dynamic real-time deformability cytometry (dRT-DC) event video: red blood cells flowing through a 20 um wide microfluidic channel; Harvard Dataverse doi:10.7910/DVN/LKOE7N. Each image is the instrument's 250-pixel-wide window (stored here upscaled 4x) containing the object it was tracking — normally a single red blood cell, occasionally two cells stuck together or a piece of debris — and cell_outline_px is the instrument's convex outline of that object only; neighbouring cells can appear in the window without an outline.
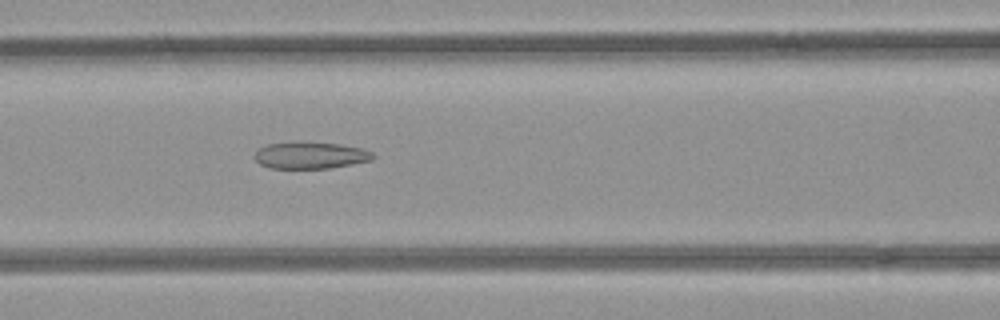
{"species": "common noctule bat (a hibernating species)", "species_latin": "Nyctalus noctula", "temperature_condition": "room temperature", "stored_images_in_passage": 53, "camera_frame_rate_fps": 3000, "um_per_image_px": 0.085, "animal": {"sex": "female", "body_mass_g": 21.9}, "frame": {"image": 1, "passage_image": 23, "time_ms": 7.333, "image_size_px": [1000, 320], "cell_outline_px": [[376, 156], [372, 160], [352, 164], [328, 168], [268, 168], [260, 164], [252, 156], [264, 144], [300, 140], [340, 144], [360, 148], [372, 152]], "centroid_in_image_um": [26.34, 13.17], "position_along_channel_um": 140.3, "area_um2": 18.9}}
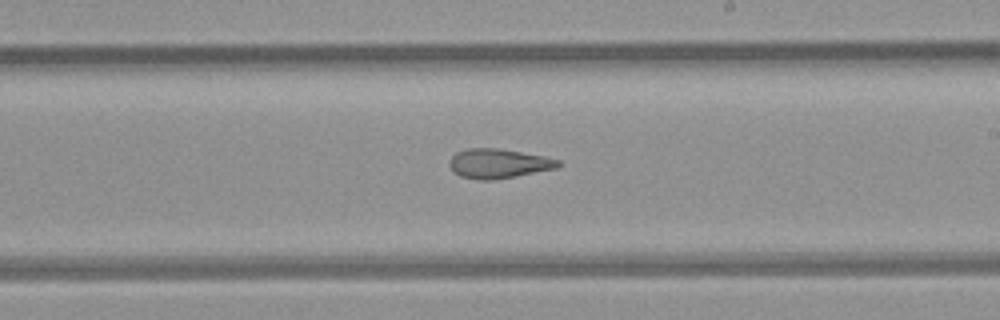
{"frame": {"image": 2, "passage_image": 31, "time_ms": 10.0, "image_size_px": [1000, 320], "cell_outline_px": [[560, 164], [556, 168], [516, 176], [492, 180], [480, 180], [460, 176], [452, 172], [448, 164], [448, 160], [456, 152], [468, 148], [496, 148], [544, 156], [560, 160]], "centroid_in_image_um": [42.31, 13.9], "position_along_channel_um": 246.7, "area_um2": 18.67}}
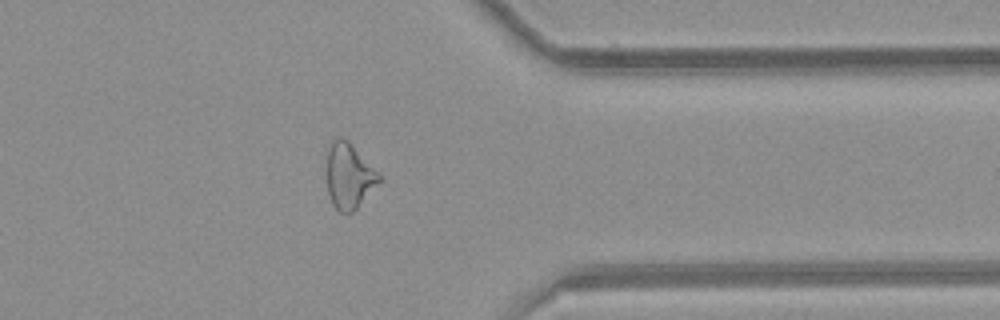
{"frame": {"image": 3, "passage_image": 42, "time_ms": 13.667, "image_size_px": [1000, 320], "cell_outline_px": [[380, 180], [356, 208], [352, 212], [340, 212], [332, 204], [328, 192], [328, 148], [332, 140], [340, 136], [348, 140], [380, 172]], "centroid_in_image_um": [29.67, 14.91], "position_along_channel_um": 381.7, "area_um2": 19.65}, "authors_computed_cell_mechanics": {"area_um2": 22.542, "velocity_mm_per_s": 3.9919, "shape_relaxation_time_tau1_ms": null, "shape_relaxation_time_tau2_ms": 4.1441, "deformation_change_tau1": null, "deformation_change_tau2": 0.1496}}